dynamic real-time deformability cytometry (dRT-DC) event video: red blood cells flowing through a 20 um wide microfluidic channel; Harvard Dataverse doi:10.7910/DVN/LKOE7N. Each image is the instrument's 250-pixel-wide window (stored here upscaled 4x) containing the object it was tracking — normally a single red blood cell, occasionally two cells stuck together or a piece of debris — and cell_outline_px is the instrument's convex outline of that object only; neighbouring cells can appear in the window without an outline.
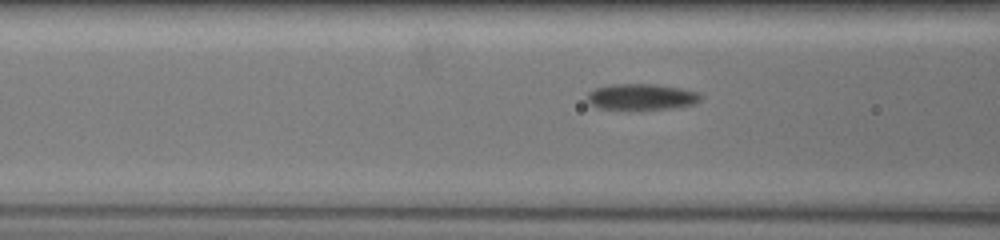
{"species": "common noctule bat (a hibernating species)", "species_latin": "Nyctalus noctula", "temperature_condition": "warm", "stored_images_in_passage": 49, "camera_frame_rate_fps": 3000, "um_per_image_px": 0.085, "animal": {"sex": "female", "body_mass_g": 19.5, "forearm_length_mm": 54.1}, "frame": {"image": 1, "passage_image": 8, "time_ms": 1.0, "image_size_px": [1000, 240], "cell_outline_px": [[700, 100], [696, 104], [668, 108], [600, 108], [592, 104], [588, 100], [588, 92], [596, 88], [612, 84], [652, 84], [680, 88], [696, 92], [700, 96]], "centroid_in_image_um": [54.53, 8.21], "position_along_channel_um": 112.1, "area_um2": 16.59}}
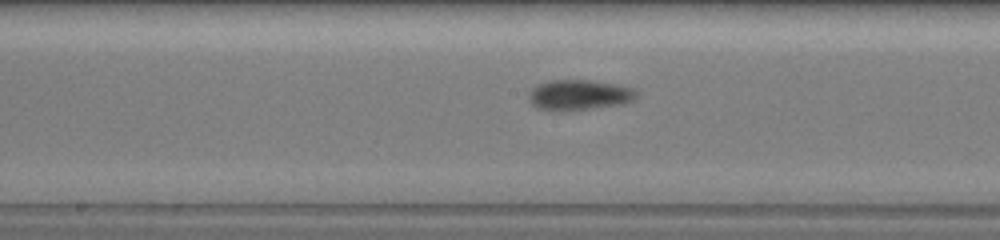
{"frame": {"image": 2, "passage_image": 23, "time_ms": 3.333, "image_size_px": [1000, 240], "cell_outline_px": [[636, 96], [632, 100], [624, 104], [564, 112], [560, 112], [536, 108], [528, 100], [528, 96], [532, 88], [536, 84], [552, 80], [584, 80], [608, 84], [628, 88], [636, 92]], "centroid_in_image_um": [49.11, 8.11], "position_along_channel_um": 199.1, "area_um2": 18.9}}
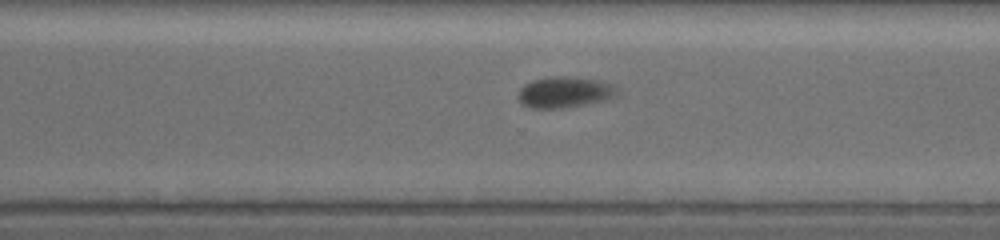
{"frame": {"image": 3, "passage_image": 48, "time_ms": 6.667, "image_size_px": [1000, 240], "cell_outline_px": [[620, 96], [604, 100], [564, 108], [532, 108], [524, 104], [520, 100], [520, 88], [524, 84], [532, 80], [560, 76], [592, 80], [608, 84], [616, 88], [620, 92]], "centroid_in_image_um": [48.01, 7.86], "position_along_channel_um": 322.6, "area_um2": 17.34}}